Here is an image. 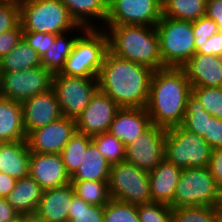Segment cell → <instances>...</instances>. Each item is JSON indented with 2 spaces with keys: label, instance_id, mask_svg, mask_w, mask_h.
I'll list each match as a JSON object with an SVG mask.
<instances>
[{
  "label": "cell",
  "instance_id": "cell-1",
  "mask_svg": "<svg viewBox=\"0 0 222 222\" xmlns=\"http://www.w3.org/2000/svg\"><path fill=\"white\" fill-rule=\"evenodd\" d=\"M153 72L108 50L98 76L99 89L120 108H146Z\"/></svg>",
  "mask_w": 222,
  "mask_h": 222
},
{
  "label": "cell",
  "instance_id": "cell-2",
  "mask_svg": "<svg viewBox=\"0 0 222 222\" xmlns=\"http://www.w3.org/2000/svg\"><path fill=\"white\" fill-rule=\"evenodd\" d=\"M191 92L190 81L182 68L166 67L154 71L146 106L152 124L165 129L181 125Z\"/></svg>",
  "mask_w": 222,
  "mask_h": 222
},
{
  "label": "cell",
  "instance_id": "cell-3",
  "mask_svg": "<svg viewBox=\"0 0 222 222\" xmlns=\"http://www.w3.org/2000/svg\"><path fill=\"white\" fill-rule=\"evenodd\" d=\"M108 49L114 55L156 71L166 68L160 55L155 27L139 25H104Z\"/></svg>",
  "mask_w": 222,
  "mask_h": 222
},
{
  "label": "cell",
  "instance_id": "cell-4",
  "mask_svg": "<svg viewBox=\"0 0 222 222\" xmlns=\"http://www.w3.org/2000/svg\"><path fill=\"white\" fill-rule=\"evenodd\" d=\"M108 50L106 31L102 28H87L77 38L59 74L70 77L98 78Z\"/></svg>",
  "mask_w": 222,
  "mask_h": 222
},
{
  "label": "cell",
  "instance_id": "cell-5",
  "mask_svg": "<svg viewBox=\"0 0 222 222\" xmlns=\"http://www.w3.org/2000/svg\"><path fill=\"white\" fill-rule=\"evenodd\" d=\"M23 31L62 34L78 24L60 0H19Z\"/></svg>",
  "mask_w": 222,
  "mask_h": 222
},
{
  "label": "cell",
  "instance_id": "cell-6",
  "mask_svg": "<svg viewBox=\"0 0 222 222\" xmlns=\"http://www.w3.org/2000/svg\"><path fill=\"white\" fill-rule=\"evenodd\" d=\"M222 189L208 167L182 169L173 197L172 209L198 206H221Z\"/></svg>",
  "mask_w": 222,
  "mask_h": 222
},
{
  "label": "cell",
  "instance_id": "cell-7",
  "mask_svg": "<svg viewBox=\"0 0 222 222\" xmlns=\"http://www.w3.org/2000/svg\"><path fill=\"white\" fill-rule=\"evenodd\" d=\"M155 28L163 65L181 68L195 53L193 22L162 16Z\"/></svg>",
  "mask_w": 222,
  "mask_h": 222
},
{
  "label": "cell",
  "instance_id": "cell-8",
  "mask_svg": "<svg viewBox=\"0 0 222 222\" xmlns=\"http://www.w3.org/2000/svg\"><path fill=\"white\" fill-rule=\"evenodd\" d=\"M212 149L203 137L181 125L166 129L164 159L181 169L208 167Z\"/></svg>",
  "mask_w": 222,
  "mask_h": 222
},
{
  "label": "cell",
  "instance_id": "cell-9",
  "mask_svg": "<svg viewBox=\"0 0 222 222\" xmlns=\"http://www.w3.org/2000/svg\"><path fill=\"white\" fill-rule=\"evenodd\" d=\"M108 190L110 199L136 206L151 202L149 172L126 160L111 165Z\"/></svg>",
  "mask_w": 222,
  "mask_h": 222
},
{
  "label": "cell",
  "instance_id": "cell-10",
  "mask_svg": "<svg viewBox=\"0 0 222 222\" xmlns=\"http://www.w3.org/2000/svg\"><path fill=\"white\" fill-rule=\"evenodd\" d=\"M52 89L56 93L63 116L76 119L89 105L99 89L98 78L53 75Z\"/></svg>",
  "mask_w": 222,
  "mask_h": 222
},
{
  "label": "cell",
  "instance_id": "cell-11",
  "mask_svg": "<svg viewBox=\"0 0 222 222\" xmlns=\"http://www.w3.org/2000/svg\"><path fill=\"white\" fill-rule=\"evenodd\" d=\"M0 97L23 102L52 89L53 74L42 65L25 71L0 72Z\"/></svg>",
  "mask_w": 222,
  "mask_h": 222
},
{
  "label": "cell",
  "instance_id": "cell-12",
  "mask_svg": "<svg viewBox=\"0 0 222 222\" xmlns=\"http://www.w3.org/2000/svg\"><path fill=\"white\" fill-rule=\"evenodd\" d=\"M162 16L159 0H108L105 25L155 27Z\"/></svg>",
  "mask_w": 222,
  "mask_h": 222
},
{
  "label": "cell",
  "instance_id": "cell-13",
  "mask_svg": "<svg viewBox=\"0 0 222 222\" xmlns=\"http://www.w3.org/2000/svg\"><path fill=\"white\" fill-rule=\"evenodd\" d=\"M166 129L152 124L126 146L125 160L139 169L152 171L164 159Z\"/></svg>",
  "mask_w": 222,
  "mask_h": 222
},
{
  "label": "cell",
  "instance_id": "cell-14",
  "mask_svg": "<svg viewBox=\"0 0 222 222\" xmlns=\"http://www.w3.org/2000/svg\"><path fill=\"white\" fill-rule=\"evenodd\" d=\"M76 131V120L63 116L44 127L32 130L26 140L30 152L60 154Z\"/></svg>",
  "mask_w": 222,
  "mask_h": 222
},
{
  "label": "cell",
  "instance_id": "cell-15",
  "mask_svg": "<svg viewBox=\"0 0 222 222\" xmlns=\"http://www.w3.org/2000/svg\"><path fill=\"white\" fill-rule=\"evenodd\" d=\"M119 108L115 101L98 89L89 105L75 119L76 130L90 137L108 132Z\"/></svg>",
  "mask_w": 222,
  "mask_h": 222
},
{
  "label": "cell",
  "instance_id": "cell-16",
  "mask_svg": "<svg viewBox=\"0 0 222 222\" xmlns=\"http://www.w3.org/2000/svg\"><path fill=\"white\" fill-rule=\"evenodd\" d=\"M22 108L26 135L63 117L53 89L24 100Z\"/></svg>",
  "mask_w": 222,
  "mask_h": 222
},
{
  "label": "cell",
  "instance_id": "cell-17",
  "mask_svg": "<svg viewBox=\"0 0 222 222\" xmlns=\"http://www.w3.org/2000/svg\"><path fill=\"white\" fill-rule=\"evenodd\" d=\"M29 176L33 178L43 190L65 186L71 183L61 154L30 153Z\"/></svg>",
  "mask_w": 222,
  "mask_h": 222
},
{
  "label": "cell",
  "instance_id": "cell-18",
  "mask_svg": "<svg viewBox=\"0 0 222 222\" xmlns=\"http://www.w3.org/2000/svg\"><path fill=\"white\" fill-rule=\"evenodd\" d=\"M151 125L152 121L146 108H119L108 132L126 147Z\"/></svg>",
  "mask_w": 222,
  "mask_h": 222
},
{
  "label": "cell",
  "instance_id": "cell-19",
  "mask_svg": "<svg viewBox=\"0 0 222 222\" xmlns=\"http://www.w3.org/2000/svg\"><path fill=\"white\" fill-rule=\"evenodd\" d=\"M181 68L191 86L222 87V56L194 53Z\"/></svg>",
  "mask_w": 222,
  "mask_h": 222
},
{
  "label": "cell",
  "instance_id": "cell-20",
  "mask_svg": "<svg viewBox=\"0 0 222 222\" xmlns=\"http://www.w3.org/2000/svg\"><path fill=\"white\" fill-rule=\"evenodd\" d=\"M74 195L75 190L71 183L44 190L35 214L47 222H68Z\"/></svg>",
  "mask_w": 222,
  "mask_h": 222
},
{
  "label": "cell",
  "instance_id": "cell-21",
  "mask_svg": "<svg viewBox=\"0 0 222 222\" xmlns=\"http://www.w3.org/2000/svg\"><path fill=\"white\" fill-rule=\"evenodd\" d=\"M182 169L163 159L149 172L151 201L172 205Z\"/></svg>",
  "mask_w": 222,
  "mask_h": 222
},
{
  "label": "cell",
  "instance_id": "cell-22",
  "mask_svg": "<svg viewBox=\"0 0 222 222\" xmlns=\"http://www.w3.org/2000/svg\"><path fill=\"white\" fill-rule=\"evenodd\" d=\"M30 153L27 140L0 142V172L17 180L29 176Z\"/></svg>",
  "mask_w": 222,
  "mask_h": 222
},
{
  "label": "cell",
  "instance_id": "cell-23",
  "mask_svg": "<svg viewBox=\"0 0 222 222\" xmlns=\"http://www.w3.org/2000/svg\"><path fill=\"white\" fill-rule=\"evenodd\" d=\"M60 1L67 7L70 16L78 25H82L86 28L104 27L108 13V0Z\"/></svg>",
  "mask_w": 222,
  "mask_h": 222
},
{
  "label": "cell",
  "instance_id": "cell-24",
  "mask_svg": "<svg viewBox=\"0 0 222 222\" xmlns=\"http://www.w3.org/2000/svg\"><path fill=\"white\" fill-rule=\"evenodd\" d=\"M26 139L22 103L0 97V142Z\"/></svg>",
  "mask_w": 222,
  "mask_h": 222
},
{
  "label": "cell",
  "instance_id": "cell-25",
  "mask_svg": "<svg viewBox=\"0 0 222 222\" xmlns=\"http://www.w3.org/2000/svg\"><path fill=\"white\" fill-rule=\"evenodd\" d=\"M43 191L33 178L27 176L16 181L6 199L20 215L35 214Z\"/></svg>",
  "mask_w": 222,
  "mask_h": 222
},
{
  "label": "cell",
  "instance_id": "cell-26",
  "mask_svg": "<svg viewBox=\"0 0 222 222\" xmlns=\"http://www.w3.org/2000/svg\"><path fill=\"white\" fill-rule=\"evenodd\" d=\"M86 29V27L78 25L70 32L58 34L55 42L50 45L47 51L42 55L41 65L53 75L60 73L64 67L67 57L73 50L77 38L81 35L80 33H83ZM72 32H76L77 34H72Z\"/></svg>",
  "mask_w": 222,
  "mask_h": 222
},
{
  "label": "cell",
  "instance_id": "cell-27",
  "mask_svg": "<svg viewBox=\"0 0 222 222\" xmlns=\"http://www.w3.org/2000/svg\"><path fill=\"white\" fill-rule=\"evenodd\" d=\"M111 170L110 163L91 142L83 154L77 171L70 177L71 180L108 181Z\"/></svg>",
  "mask_w": 222,
  "mask_h": 222
},
{
  "label": "cell",
  "instance_id": "cell-28",
  "mask_svg": "<svg viewBox=\"0 0 222 222\" xmlns=\"http://www.w3.org/2000/svg\"><path fill=\"white\" fill-rule=\"evenodd\" d=\"M39 66H41V57L24 38L0 59V72L25 71Z\"/></svg>",
  "mask_w": 222,
  "mask_h": 222
},
{
  "label": "cell",
  "instance_id": "cell-29",
  "mask_svg": "<svg viewBox=\"0 0 222 222\" xmlns=\"http://www.w3.org/2000/svg\"><path fill=\"white\" fill-rule=\"evenodd\" d=\"M207 0H171L163 7V16L196 21L205 16Z\"/></svg>",
  "mask_w": 222,
  "mask_h": 222
},
{
  "label": "cell",
  "instance_id": "cell-30",
  "mask_svg": "<svg viewBox=\"0 0 222 222\" xmlns=\"http://www.w3.org/2000/svg\"><path fill=\"white\" fill-rule=\"evenodd\" d=\"M92 142L90 136L76 131L61 151V157L67 174L71 177L81 164L83 154Z\"/></svg>",
  "mask_w": 222,
  "mask_h": 222
},
{
  "label": "cell",
  "instance_id": "cell-31",
  "mask_svg": "<svg viewBox=\"0 0 222 222\" xmlns=\"http://www.w3.org/2000/svg\"><path fill=\"white\" fill-rule=\"evenodd\" d=\"M211 115L204 109L200 100L191 92L187 98L185 116L181 126L200 137L206 134L207 119Z\"/></svg>",
  "mask_w": 222,
  "mask_h": 222
},
{
  "label": "cell",
  "instance_id": "cell-32",
  "mask_svg": "<svg viewBox=\"0 0 222 222\" xmlns=\"http://www.w3.org/2000/svg\"><path fill=\"white\" fill-rule=\"evenodd\" d=\"M75 194L91 205H106L110 200L108 181L71 180Z\"/></svg>",
  "mask_w": 222,
  "mask_h": 222
},
{
  "label": "cell",
  "instance_id": "cell-33",
  "mask_svg": "<svg viewBox=\"0 0 222 222\" xmlns=\"http://www.w3.org/2000/svg\"><path fill=\"white\" fill-rule=\"evenodd\" d=\"M220 215V206L175 208L172 222H217Z\"/></svg>",
  "mask_w": 222,
  "mask_h": 222
},
{
  "label": "cell",
  "instance_id": "cell-34",
  "mask_svg": "<svg viewBox=\"0 0 222 222\" xmlns=\"http://www.w3.org/2000/svg\"><path fill=\"white\" fill-rule=\"evenodd\" d=\"M105 205H91L78 197L72 198L68 222H103Z\"/></svg>",
  "mask_w": 222,
  "mask_h": 222
},
{
  "label": "cell",
  "instance_id": "cell-35",
  "mask_svg": "<svg viewBox=\"0 0 222 222\" xmlns=\"http://www.w3.org/2000/svg\"><path fill=\"white\" fill-rule=\"evenodd\" d=\"M92 142L98 148V151L110 163V165L117 164L125 160L126 147L115 136L109 132L100 133L91 137Z\"/></svg>",
  "mask_w": 222,
  "mask_h": 222
},
{
  "label": "cell",
  "instance_id": "cell-36",
  "mask_svg": "<svg viewBox=\"0 0 222 222\" xmlns=\"http://www.w3.org/2000/svg\"><path fill=\"white\" fill-rule=\"evenodd\" d=\"M192 93L204 109L213 117L222 120V87L191 86Z\"/></svg>",
  "mask_w": 222,
  "mask_h": 222
},
{
  "label": "cell",
  "instance_id": "cell-37",
  "mask_svg": "<svg viewBox=\"0 0 222 222\" xmlns=\"http://www.w3.org/2000/svg\"><path fill=\"white\" fill-rule=\"evenodd\" d=\"M103 222H140L137 206L110 199L105 205Z\"/></svg>",
  "mask_w": 222,
  "mask_h": 222
},
{
  "label": "cell",
  "instance_id": "cell-38",
  "mask_svg": "<svg viewBox=\"0 0 222 222\" xmlns=\"http://www.w3.org/2000/svg\"><path fill=\"white\" fill-rule=\"evenodd\" d=\"M140 222H172L173 209L170 205L148 202L137 206Z\"/></svg>",
  "mask_w": 222,
  "mask_h": 222
},
{
  "label": "cell",
  "instance_id": "cell-39",
  "mask_svg": "<svg viewBox=\"0 0 222 222\" xmlns=\"http://www.w3.org/2000/svg\"><path fill=\"white\" fill-rule=\"evenodd\" d=\"M20 24L19 0H0V34Z\"/></svg>",
  "mask_w": 222,
  "mask_h": 222
},
{
  "label": "cell",
  "instance_id": "cell-40",
  "mask_svg": "<svg viewBox=\"0 0 222 222\" xmlns=\"http://www.w3.org/2000/svg\"><path fill=\"white\" fill-rule=\"evenodd\" d=\"M194 45L196 49L204 44L208 38L219 32L218 24L206 15L193 21Z\"/></svg>",
  "mask_w": 222,
  "mask_h": 222
},
{
  "label": "cell",
  "instance_id": "cell-41",
  "mask_svg": "<svg viewBox=\"0 0 222 222\" xmlns=\"http://www.w3.org/2000/svg\"><path fill=\"white\" fill-rule=\"evenodd\" d=\"M57 34L23 31V38L38 53L40 57L55 42Z\"/></svg>",
  "mask_w": 222,
  "mask_h": 222
},
{
  "label": "cell",
  "instance_id": "cell-42",
  "mask_svg": "<svg viewBox=\"0 0 222 222\" xmlns=\"http://www.w3.org/2000/svg\"><path fill=\"white\" fill-rule=\"evenodd\" d=\"M23 38L21 24L16 28L0 34V59L8 54Z\"/></svg>",
  "mask_w": 222,
  "mask_h": 222
},
{
  "label": "cell",
  "instance_id": "cell-43",
  "mask_svg": "<svg viewBox=\"0 0 222 222\" xmlns=\"http://www.w3.org/2000/svg\"><path fill=\"white\" fill-rule=\"evenodd\" d=\"M213 148H222V120L211 116L207 119L206 134L203 137Z\"/></svg>",
  "mask_w": 222,
  "mask_h": 222
},
{
  "label": "cell",
  "instance_id": "cell-44",
  "mask_svg": "<svg viewBox=\"0 0 222 222\" xmlns=\"http://www.w3.org/2000/svg\"><path fill=\"white\" fill-rule=\"evenodd\" d=\"M195 53L222 56V32H217L200 45Z\"/></svg>",
  "mask_w": 222,
  "mask_h": 222
},
{
  "label": "cell",
  "instance_id": "cell-45",
  "mask_svg": "<svg viewBox=\"0 0 222 222\" xmlns=\"http://www.w3.org/2000/svg\"><path fill=\"white\" fill-rule=\"evenodd\" d=\"M208 168L214 181L222 189V148L212 149Z\"/></svg>",
  "mask_w": 222,
  "mask_h": 222
},
{
  "label": "cell",
  "instance_id": "cell-46",
  "mask_svg": "<svg viewBox=\"0 0 222 222\" xmlns=\"http://www.w3.org/2000/svg\"><path fill=\"white\" fill-rule=\"evenodd\" d=\"M205 15L215 21L222 32V0H207Z\"/></svg>",
  "mask_w": 222,
  "mask_h": 222
},
{
  "label": "cell",
  "instance_id": "cell-47",
  "mask_svg": "<svg viewBox=\"0 0 222 222\" xmlns=\"http://www.w3.org/2000/svg\"><path fill=\"white\" fill-rule=\"evenodd\" d=\"M20 214L7 202L6 198L0 197V222H18Z\"/></svg>",
  "mask_w": 222,
  "mask_h": 222
},
{
  "label": "cell",
  "instance_id": "cell-48",
  "mask_svg": "<svg viewBox=\"0 0 222 222\" xmlns=\"http://www.w3.org/2000/svg\"><path fill=\"white\" fill-rule=\"evenodd\" d=\"M17 179L0 172V197L6 198L15 186Z\"/></svg>",
  "mask_w": 222,
  "mask_h": 222
},
{
  "label": "cell",
  "instance_id": "cell-49",
  "mask_svg": "<svg viewBox=\"0 0 222 222\" xmlns=\"http://www.w3.org/2000/svg\"><path fill=\"white\" fill-rule=\"evenodd\" d=\"M18 222H47L36 214L20 215Z\"/></svg>",
  "mask_w": 222,
  "mask_h": 222
},
{
  "label": "cell",
  "instance_id": "cell-50",
  "mask_svg": "<svg viewBox=\"0 0 222 222\" xmlns=\"http://www.w3.org/2000/svg\"><path fill=\"white\" fill-rule=\"evenodd\" d=\"M171 0H159L161 7L163 8Z\"/></svg>",
  "mask_w": 222,
  "mask_h": 222
},
{
  "label": "cell",
  "instance_id": "cell-51",
  "mask_svg": "<svg viewBox=\"0 0 222 222\" xmlns=\"http://www.w3.org/2000/svg\"><path fill=\"white\" fill-rule=\"evenodd\" d=\"M217 222H222V213H221V215L219 216V218H218V221Z\"/></svg>",
  "mask_w": 222,
  "mask_h": 222
}]
</instances>
